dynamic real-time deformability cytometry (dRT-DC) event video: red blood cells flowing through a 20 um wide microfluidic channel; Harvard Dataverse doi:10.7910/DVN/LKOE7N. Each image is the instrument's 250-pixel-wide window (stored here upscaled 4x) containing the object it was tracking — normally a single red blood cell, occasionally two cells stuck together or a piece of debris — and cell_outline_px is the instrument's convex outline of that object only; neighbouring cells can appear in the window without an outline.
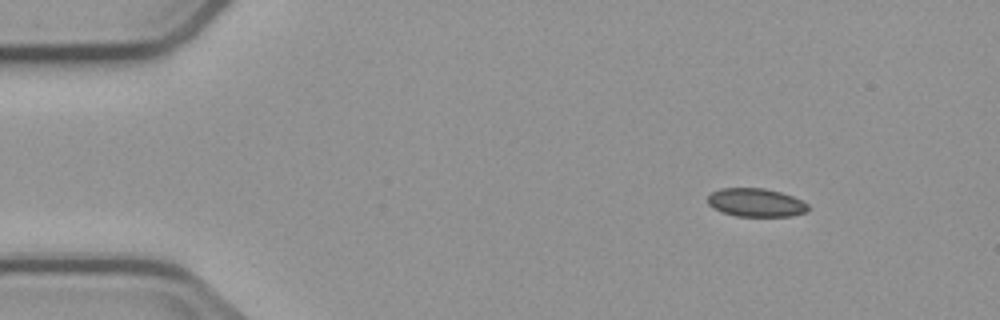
{"species": "common noctule bat (a hibernating species)", "species_latin": "Nyctalus noctula", "temperature_condition": "cold", "stored_images_in_passage": 7, "camera_frame_rate_fps": 3000, "um_per_image_px": 0.085, "animal": {"sex": "male", "body_mass_g": 23.1, "forearm_length_mm": 52.7}, "frame": {"image": 1, "passage_image": 1, "time_ms": 0.0, "image_size_px": [1000, 320], "cell_outline_px": [[808, 212], [792, 216], [736, 216], [720, 212], [712, 208], [708, 204], [708, 196], [712, 192], [720, 188], [764, 188], [780, 192], [804, 200], [808, 204]], "centroid_in_image_um": [64.26, 17.22], "position_along_channel_um": 20.7, "area_um2": 16.82}}
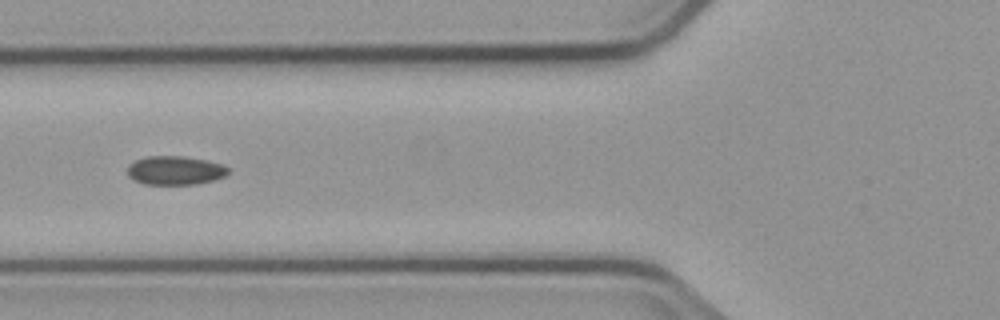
{"frame": {"image": 2, "passage_image": 5, "time_ms": 4.667, "image_size_px": [1000, 320], "cell_outline_px": [[228, 172], [224, 176], [212, 180], [196, 184], [144, 184], [132, 180], [128, 176], [128, 164], [136, 160], [148, 156], [184, 156], [224, 164], [228, 168]], "centroid_in_image_um": [14.85, 14.48], "position_along_channel_um": 110.9, "area_um2": 16.88}}
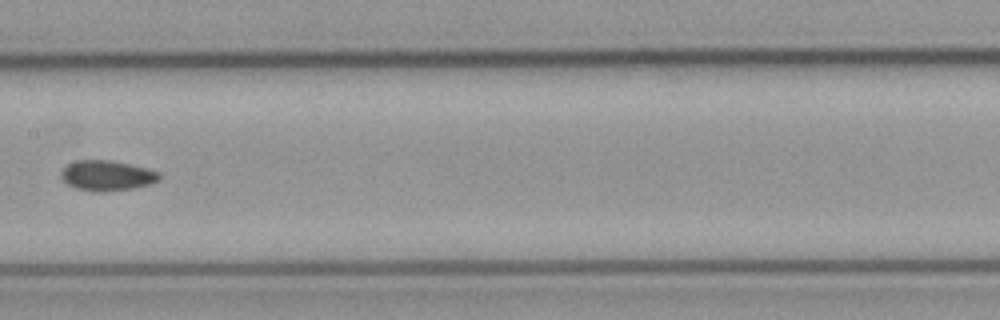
{"frame": {"image": 3, "passage_image": 7, "time_ms": 7.0, "image_size_px": [1000, 320], "cell_outline_px": [[160, 180], [152, 184], [132, 188], [104, 192], [92, 192], [76, 188], [68, 184], [60, 176], [60, 172], [68, 164], [76, 160], [108, 160], [128, 164], [160, 172]], "centroid_in_image_um": [9.09, 14.93], "position_along_channel_um": 198.3, "area_um2": 17.28}}